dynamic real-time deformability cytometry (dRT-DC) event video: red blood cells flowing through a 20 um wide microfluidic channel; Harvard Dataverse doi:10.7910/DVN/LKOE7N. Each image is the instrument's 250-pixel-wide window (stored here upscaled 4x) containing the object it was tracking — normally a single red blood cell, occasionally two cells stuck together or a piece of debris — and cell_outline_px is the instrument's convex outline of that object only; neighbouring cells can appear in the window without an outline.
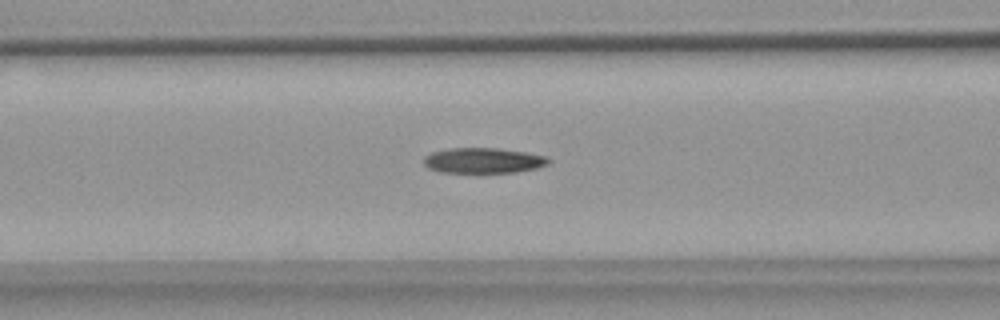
{"species": "common noctule bat (a hibernating species)", "species_latin": "Nyctalus noctula", "temperature_condition": "warm", "stored_images_in_passage": 55, "camera_frame_rate_fps": 3000, "um_per_image_px": 0.085, "animal": {"sex": "female", "body_mass_g": 18.4}, "frame": {"image": 1, "passage_image": 22, "time_ms": 7.0, "image_size_px": [1000, 320], "cell_outline_px": [[552, 160], [548, 164], [536, 168], [516, 172], [440, 172], [428, 168], [424, 164], [424, 156], [432, 152], [448, 148], [496, 148], [524, 152], [544, 156]], "centroid_in_image_um": [41.05, 13.64], "position_along_channel_um": 125.5, "area_um2": 18.32}}
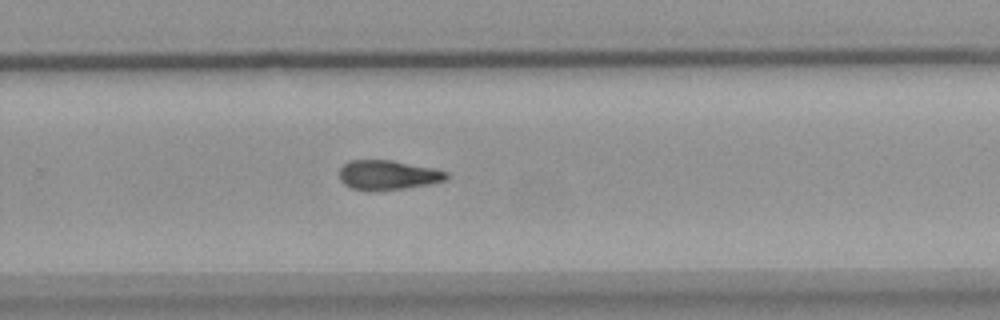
{"frame": {"image": 2, "passage_image": 36, "time_ms": 11.667, "image_size_px": [1000, 320], "cell_outline_px": [[452, 176], [448, 180], [432, 184], [404, 188], [352, 188], [344, 184], [340, 180], [340, 168], [348, 160], [392, 160], [432, 168], [448, 172]], "centroid_in_image_um": [33.05, 14.84], "position_along_channel_um": 296.8, "area_um2": 18.03}}
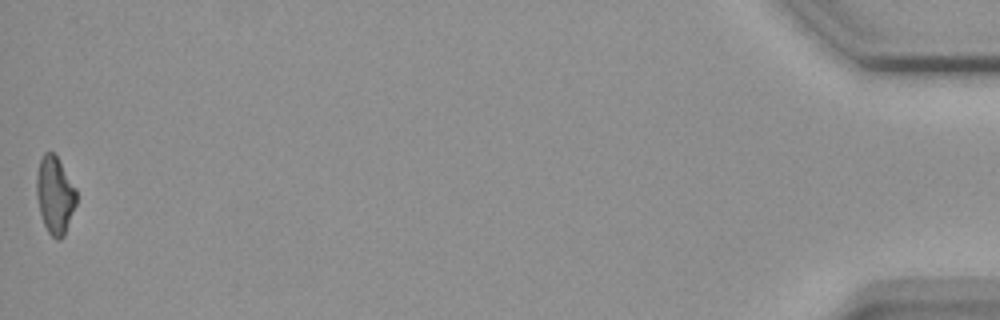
{"frame": {"image": 3, "passage_image": 55, "time_ms": 18.0, "image_size_px": [1000, 320], "cell_outline_px": [[76, 204], [64, 236], [60, 240], [56, 240], [48, 232], [44, 224], [40, 212], [36, 196], [36, 172], [40, 160], [44, 152], [52, 152], [56, 156], [76, 188]], "centroid_in_image_um": [4.65, 16.59], "position_along_channel_um": 430.5, "area_um2": 17.92}}